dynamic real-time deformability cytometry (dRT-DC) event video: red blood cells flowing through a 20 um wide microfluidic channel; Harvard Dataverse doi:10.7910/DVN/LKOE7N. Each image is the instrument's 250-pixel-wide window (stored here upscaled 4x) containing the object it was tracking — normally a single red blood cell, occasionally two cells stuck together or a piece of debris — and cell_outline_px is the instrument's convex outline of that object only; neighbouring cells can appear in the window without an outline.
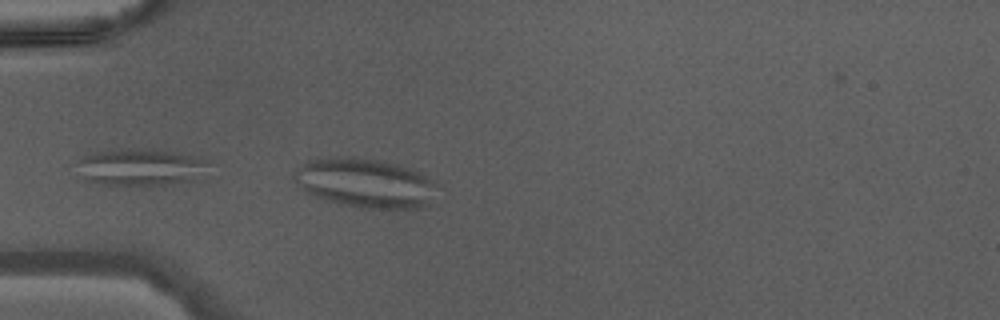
{"species": "Egyptian fruit bat (a non-hibernating species)", "species_latin": "Rousettus aegyptiacus", "temperature_condition": "warm", "stored_images_in_passage": 32, "camera_frame_rate_fps": 3000, "um_per_image_px": 0.085, "animal": {"sex": "male"}, "frame": {"image": 1, "passage_image": 1, "time_ms": 0.0, "image_size_px": [1000, 320], "cell_outline_px": [[436, 184], [428, 204], [424, 208], [360, 208], [324, 200], [304, 192], [292, 176], [296, 168], [304, 160], [332, 156], [356, 156], [384, 160], [400, 164], [412, 168], [420, 172]], "centroid_in_image_um": [30.96, 15.52], "position_along_channel_um": 54.0, "area_um2": 41.73}}